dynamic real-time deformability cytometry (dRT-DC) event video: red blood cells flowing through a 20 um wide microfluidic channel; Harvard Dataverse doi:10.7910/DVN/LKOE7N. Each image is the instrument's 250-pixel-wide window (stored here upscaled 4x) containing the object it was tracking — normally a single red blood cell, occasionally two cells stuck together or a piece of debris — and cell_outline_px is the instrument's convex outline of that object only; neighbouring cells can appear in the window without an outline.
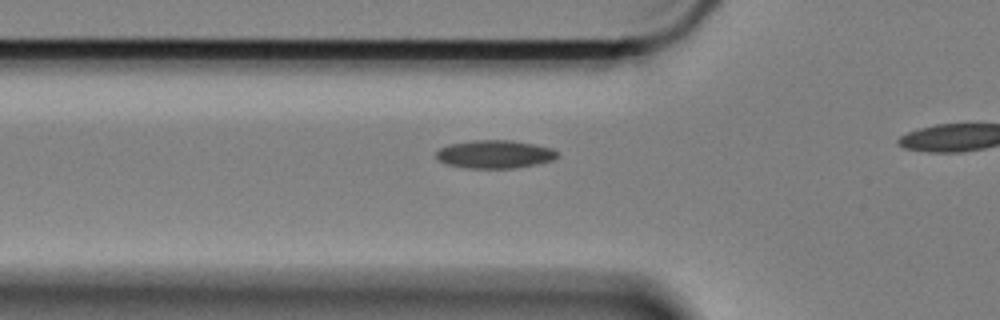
{"species": "Egyptian fruit bat (a non-hibernating species)", "species_latin": "Rousettus aegyptiacus", "temperature_condition": "cold", "stored_images_in_passage": 21, "camera_frame_rate_fps": 3000, "um_per_image_px": 0.085, "animal": {"sex": "female"}, "frame": {"image": 1, "passage_image": 15, "time_ms": 4.667, "image_size_px": [1000, 320], "cell_outline_px": [[560, 156], [552, 160], [536, 164], [512, 168], [468, 168], [448, 164], [440, 160], [436, 156], [436, 152], [440, 148], [448, 144], [472, 140], [512, 140], [536, 144], [552, 148]], "centroid_in_image_um": [42.07, 13.09], "position_along_channel_um": 83.7, "area_um2": 19.83}}
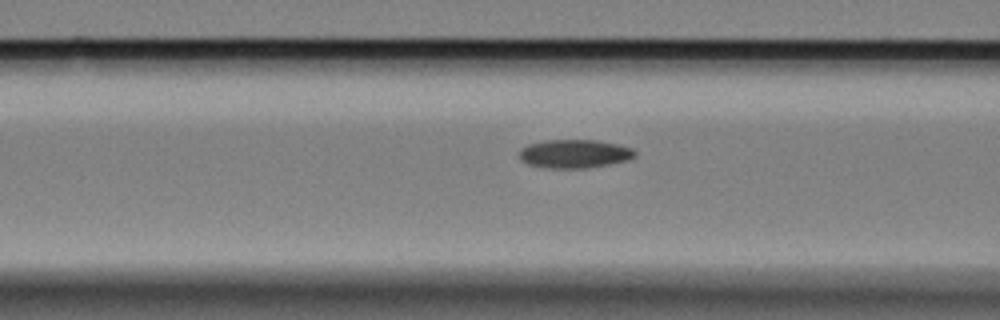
{"frame": {"image": 2, "passage_image": 18, "time_ms": 5.667, "image_size_px": [1000, 320], "cell_outline_px": [[636, 156], [628, 160], [608, 164], [584, 168], [544, 168], [528, 164], [520, 160], [520, 148], [528, 144], [544, 140], [596, 140], [616, 144], [632, 148], [636, 152]], "centroid_in_image_um": [48.8, 13.07], "position_along_channel_um": 117.8, "area_um2": 19.25}}